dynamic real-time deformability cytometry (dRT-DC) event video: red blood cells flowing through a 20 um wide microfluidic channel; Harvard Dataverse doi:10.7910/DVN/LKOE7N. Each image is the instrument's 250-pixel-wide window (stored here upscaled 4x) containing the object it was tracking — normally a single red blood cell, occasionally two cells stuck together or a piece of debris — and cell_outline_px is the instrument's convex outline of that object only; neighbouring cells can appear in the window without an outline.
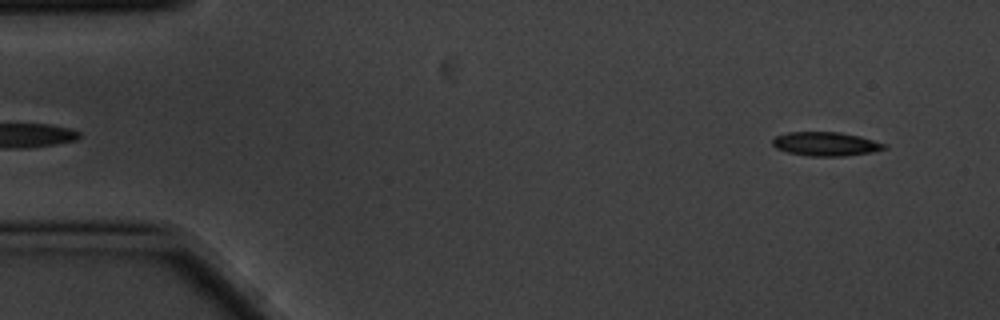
{"species": "common noctule bat (a hibernating species)", "species_latin": "Nyctalus noctula", "temperature_condition": "cold", "stored_images_in_passage": 4, "camera_frame_rate_fps": 3000, "um_per_image_px": 0.085, "animal": {"sex": "male", "body_mass_g": 20.1, "forearm_length_mm": 53.5}, "frame": {"image": 1, "passage_image": 1, "time_ms": 0.0, "image_size_px": [1000, 320], "cell_outline_px": [[888, 148], [872, 152], [844, 156], [808, 156], [788, 152], [776, 148], [772, 144], [772, 140], [776, 136], [788, 132], [840, 132], [860, 136], [888, 144]], "centroid_in_image_um": [70.22, 12.23], "position_along_channel_um": 14.8, "area_um2": 15.66}}